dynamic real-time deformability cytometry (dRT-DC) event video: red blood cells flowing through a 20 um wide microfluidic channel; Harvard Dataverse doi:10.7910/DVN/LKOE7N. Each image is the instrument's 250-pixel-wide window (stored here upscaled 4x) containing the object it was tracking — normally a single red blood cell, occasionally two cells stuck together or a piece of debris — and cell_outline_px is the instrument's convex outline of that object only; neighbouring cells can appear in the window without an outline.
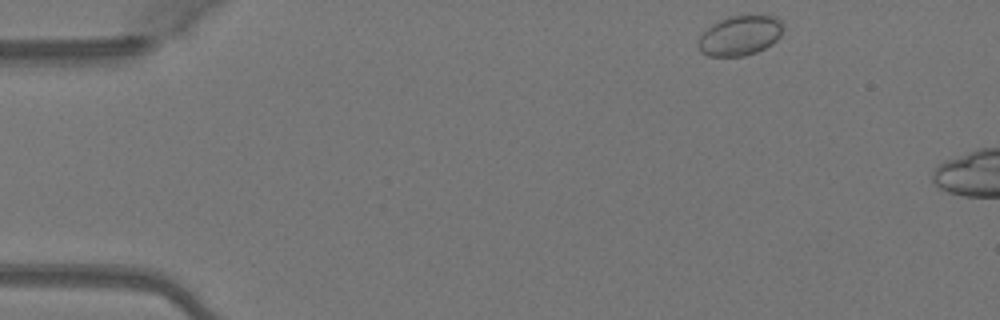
{"species": "Egyptian fruit bat (a non-hibernating species)", "species_latin": "Rousettus aegyptiacus", "temperature_condition": "warm", "stored_images_in_passage": 8, "camera_frame_rate_fps": 3000, "um_per_image_px": 0.085, "animal": {"sex": "female"}, "frame": {"image": 1, "passage_image": 1, "time_ms": 0.0, "image_size_px": [1000, 320], "cell_outline_px": [[784, 28], [780, 36], [772, 44], [756, 52], [744, 56], [708, 56], [700, 52], [696, 44], [700, 36], [712, 24], [728, 16], [756, 12], [776, 16], [784, 24]], "centroid_in_image_um": [62.93, 2.97], "position_along_channel_um": 22.1, "area_um2": 20.46}}